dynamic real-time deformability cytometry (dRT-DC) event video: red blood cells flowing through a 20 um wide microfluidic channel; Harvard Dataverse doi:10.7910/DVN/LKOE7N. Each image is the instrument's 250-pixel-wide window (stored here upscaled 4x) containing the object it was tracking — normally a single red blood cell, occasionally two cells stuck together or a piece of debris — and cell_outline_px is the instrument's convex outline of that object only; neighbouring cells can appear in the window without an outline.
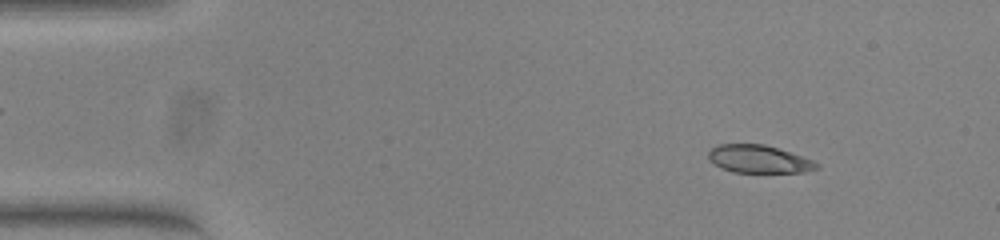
{"species": "common noctule bat (a hibernating species)", "species_latin": "Nyctalus noctula", "temperature_condition": "warm", "stored_images_in_passage": 53, "camera_frame_rate_fps": 3000, "um_per_image_px": 0.085, "animal": {"sex": "female", "body_mass_g": 23.0, "forearm_length_mm": 53.4}, "frame": {"image": 1, "passage_image": 6, "time_ms": 1.667, "image_size_px": [1000, 240], "cell_outline_px": [[820, 168], [804, 172], [732, 172], [716, 164], [708, 156], [708, 152], [712, 148], [720, 144], [764, 144], [812, 160], [820, 164]], "centroid_in_image_um": [64.53, 13.52], "position_along_channel_um": 20.5, "area_um2": 17.17}}
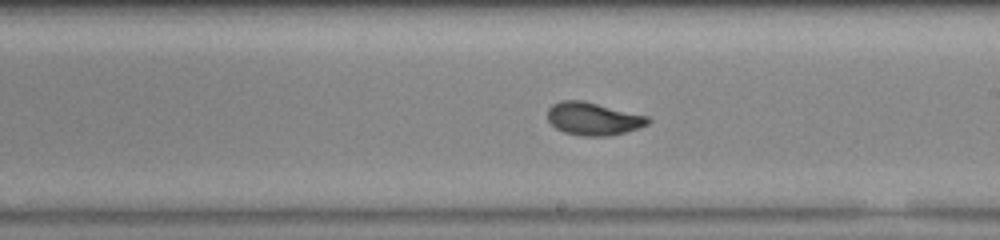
{"frame": {"image": 2, "passage_image": 30, "time_ms": 9.667, "image_size_px": [1000, 240], "cell_outline_px": [[652, 120], [648, 124], [640, 128], [608, 136], [580, 136], [564, 132], [556, 128], [548, 120], [548, 108], [552, 104], [560, 100], [584, 100], [648, 116]], "centroid_in_image_um": [50.43, 10.09], "position_along_channel_um": 238.6, "area_um2": 19.36}}
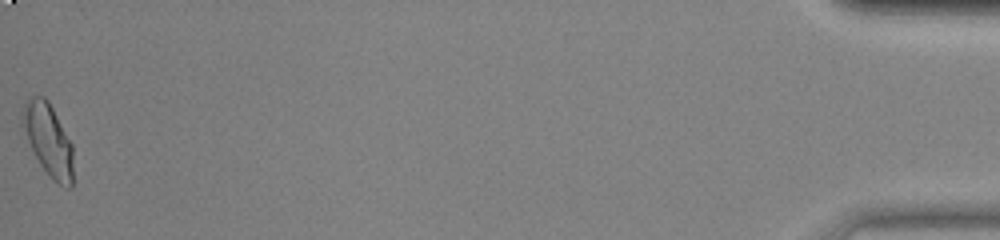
{"frame": {"image": 3, "passage_image": 53, "time_ms": 17.333, "image_size_px": [1000, 240], "cell_outline_px": [[72, 188], [68, 188], [52, 180], [40, 164], [20, 124], [20, 112], [24, 104], [32, 96], [44, 96], [48, 100], [72, 144]], "centroid_in_image_um": [4.08, 11.86], "position_along_channel_um": 431.1, "area_um2": 21.21}, "authors_computed_cell_mechanics": {"area_um2": 18.9006, "velocity_mm_per_s": 3.8325, "shape_relaxation_time_tau1_ms": 7.1163, "shape_relaxation_time_tau2_ms": 0.8875, "deformation_change_tau1": 0.2212, "deformation_change_tau2": 0.06}}